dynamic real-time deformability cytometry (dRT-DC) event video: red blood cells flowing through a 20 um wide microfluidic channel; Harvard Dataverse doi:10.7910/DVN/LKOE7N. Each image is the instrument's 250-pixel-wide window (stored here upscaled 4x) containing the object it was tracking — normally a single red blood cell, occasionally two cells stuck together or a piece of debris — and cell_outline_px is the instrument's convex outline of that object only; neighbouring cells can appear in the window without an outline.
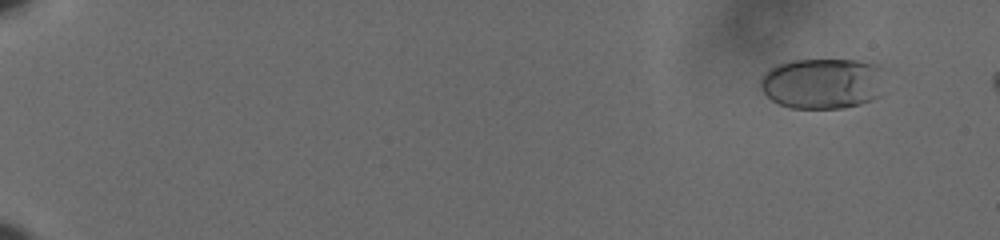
{"species": "human", "species_latin": "Homo sapiens", "temperature_condition": "cold", "stored_images_in_passage": 61, "camera_frame_rate_fps": 3000, "um_per_image_px": 0.085, "donor": {"sex": "male"}, "frame": {"image": 1, "passage_image": 4, "time_ms": 1.0, "image_size_px": [1000, 240], "cell_outline_px": [[888, 68], [876, 96], [872, 100], [860, 104], [844, 108], [792, 108], [780, 104], [772, 100], [760, 88], [760, 80], [764, 72], [768, 68], [776, 64], [788, 60], [856, 60], [880, 64]], "centroid_in_image_um": [69.93, 7.06], "position_along_channel_um": 15.1, "area_um2": 37.4}}
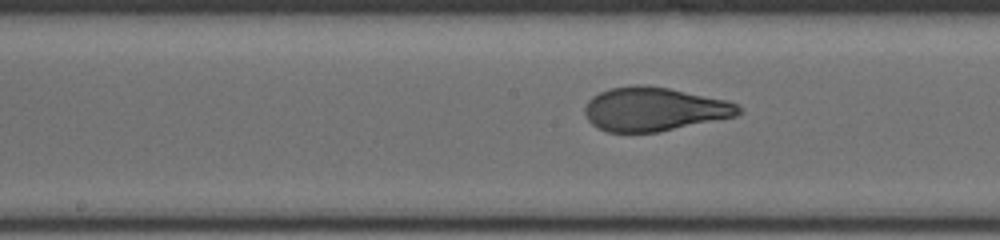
{"frame": {"image": 2, "passage_image": 34, "time_ms": 11.0, "image_size_px": [1000, 240], "cell_outline_px": [[740, 112], [736, 116], [660, 132], [608, 132], [592, 124], [588, 120], [584, 112], [584, 108], [588, 100], [592, 96], [608, 88], [632, 84], [644, 84], [668, 88], [728, 100], [736, 104], [740, 108]], "centroid_in_image_um": [55.57, 9.27], "position_along_channel_um": 192.6, "area_um2": 39.36}}
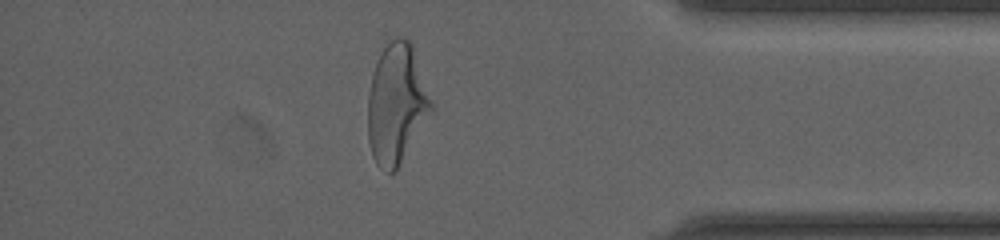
{"frame": {"image": 3, "passage_image": 53, "time_ms": 17.333, "image_size_px": [1000, 240], "cell_outline_px": [[432, 108], [396, 172], [388, 172], [380, 168], [376, 164], [372, 156], [368, 140], [368, 96], [372, 76], [380, 52], [388, 40], [396, 36], [404, 36], [412, 44], [432, 100]], "centroid_in_image_um": [33.68, 8.8], "position_along_channel_um": 401.5, "area_um2": 44.04}}